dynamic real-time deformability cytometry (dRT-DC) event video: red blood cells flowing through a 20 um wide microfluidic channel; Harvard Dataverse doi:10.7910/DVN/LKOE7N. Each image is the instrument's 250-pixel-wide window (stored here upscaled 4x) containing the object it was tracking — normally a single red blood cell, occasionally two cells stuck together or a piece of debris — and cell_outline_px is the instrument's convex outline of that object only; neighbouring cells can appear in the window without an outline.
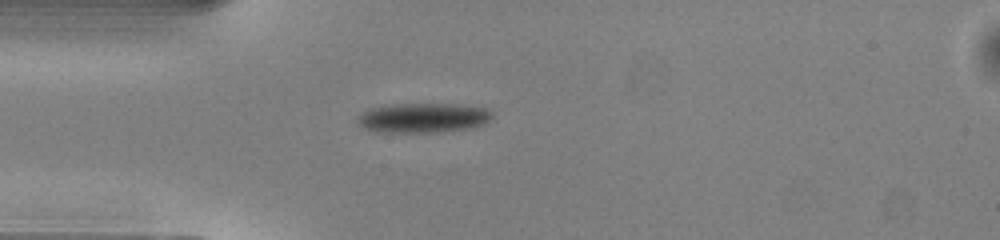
{"species": "common noctule bat (a hibernating species)", "species_latin": "Nyctalus noctula", "temperature_condition": "warm", "stored_images_in_passage": 38, "camera_frame_rate_fps": 3000, "um_per_image_px": 0.085, "animal": {"sex": "male", "body_mass_g": 13.0, "forearm_length_mm": 53.1}, "frame": {"image": 1, "passage_image": 1, "time_ms": 0.0, "image_size_px": [1000, 240], "cell_outline_px": [[492, 116], [484, 124], [472, 128], [440, 132], [376, 132], [364, 128], [356, 124], [356, 116], [372, 108], [388, 104], [456, 104], [484, 108], [492, 112]], "centroid_in_image_um": [35.92, 10.02], "position_along_channel_um": 49.1, "area_um2": 23.41}}
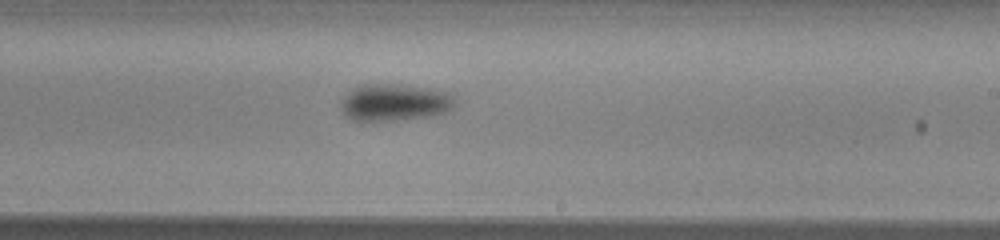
{"frame": {"image": 2, "passage_image": 17, "time_ms": 5.333, "image_size_px": [1000, 240], "cell_outline_px": [[456, 104], [452, 108], [436, 116], [400, 120], [352, 120], [344, 116], [340, 108], [340, 100], [352, 88], [364, 84], [400, 84], [436, 88], [452, 92], [456, 100]], "centroid_in_image_um": [33.58, 8.69], "position_along_channel_um": 255.4, "area_um2": 25.37}}
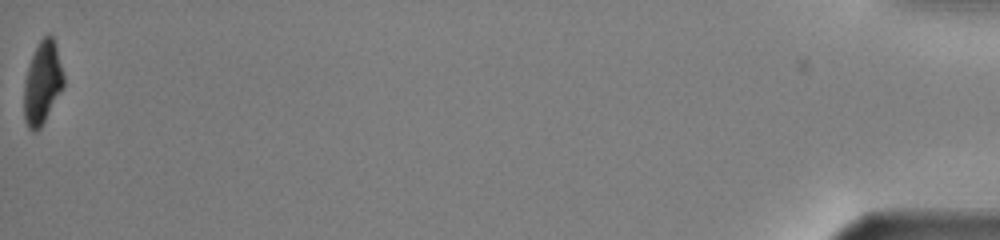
{"frame": {"image": 3, "passage_image": 38, "time_ms": 12.333, "image_size_px": [1000, 240], "cell_outline_px": [[64, 88], [40, 128], [36, 132], [32, 132], [28, 128], [24, 120], [24, 84], [28, 68], [32, 56], [40, 40], [48, 32], [52, 36], [56, 44], [64, 76]], "centroid_in_image_um": [3.62, 7.06], "position_along_channel_um": 431.6, "area_um2": 19.19}, "authors_computed_cell_mechanics": {"area_um2": 23.4379, "velocity_mm_per_s": 4.0671, "shape_relaxation_time_tau1_ms": 2.1756, "shape_relaxation_time_tau2_ms": null, "deformation_change_tau1": 0.1157, "deformation_change_tau2": null}}